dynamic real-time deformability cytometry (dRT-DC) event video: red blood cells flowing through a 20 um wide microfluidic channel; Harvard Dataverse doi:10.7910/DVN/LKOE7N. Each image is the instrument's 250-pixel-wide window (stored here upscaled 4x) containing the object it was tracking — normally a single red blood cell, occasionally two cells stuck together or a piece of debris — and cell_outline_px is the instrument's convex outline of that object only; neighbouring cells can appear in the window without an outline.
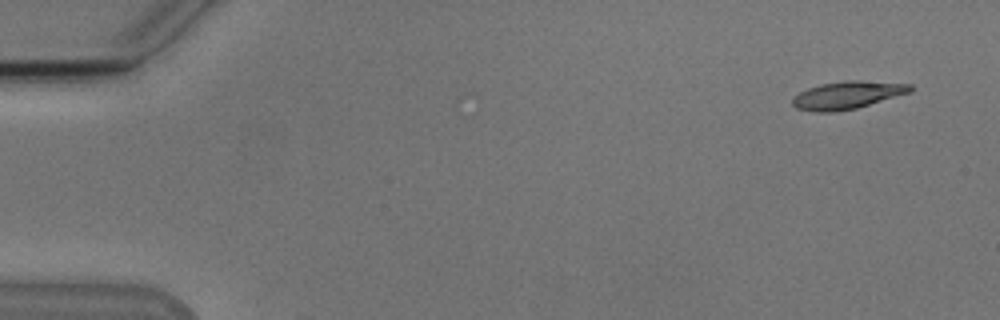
{"species": "Egyptian fruit bat (a non-hibernating species)", "species_latin": "Rousettus aegyptiacus", "temperature_condition": "cold", "stored_images_in_passage": 3, "camera_frame_rate_fps": 3000, "um_per_image_px": 0.085, "animal": {"sex": "male"}, "frame": {"image": 1, "passage_image": 1, "time_ms": 0.0, "image_size_px": [1000, 320], "cell_outline_px": [[912, 92], [856, 108], [832, 112], [812, 112], [796, 108], [792, 104], [792, 96], [808, 88], [820, 84], [844, 80], [860, 80], [912, 84]], "centroid_in_image_um": [72.01, 8.08], "position_along_channel_um": 13.0, "area_um2": 19.13}}